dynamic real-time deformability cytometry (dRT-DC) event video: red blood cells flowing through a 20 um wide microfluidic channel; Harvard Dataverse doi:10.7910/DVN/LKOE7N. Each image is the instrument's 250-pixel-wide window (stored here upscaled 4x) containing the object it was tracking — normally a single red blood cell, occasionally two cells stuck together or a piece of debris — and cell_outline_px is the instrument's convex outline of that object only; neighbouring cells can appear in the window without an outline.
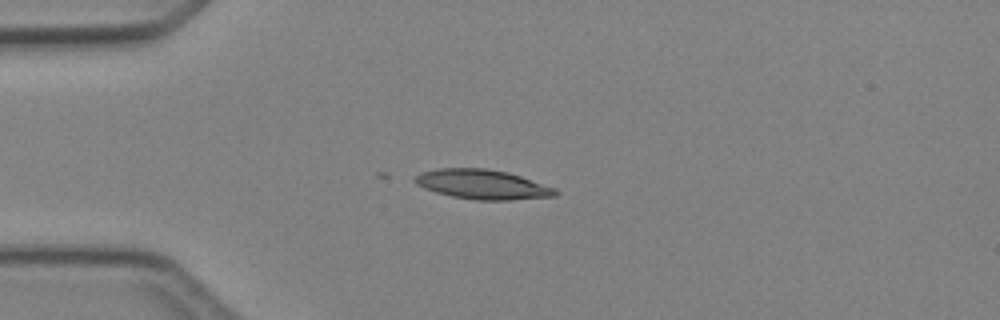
{"species": "Egyptian fruit bat (a non-hibernating species)", "species_latin": "Rousettus aegyptiacus", "temperature_condition": "cold", "stored_images_in_passage": 4, "camera_frame_rate_fps": 3000, "um_per_image_px": 0.085, "animal": {"sex": "female"}, "frame": {"image": 1, "passage_image": 3, "time_ms": 2.333, "image_size_px": [1000, 320], "cell_outline_px": [[560, 192], [556, 196], [508, 200], [476, 200], [452, 196], [436, 192], [424, 188], [416, 184], [412, 180], [420, 172], [440, 168], [484, 168], [508, 172], [556, 188]], "centroid_in_image_um": [41.01, 15.67], "position_along_channel_um": 44.0, "area_um2": 24.22}}